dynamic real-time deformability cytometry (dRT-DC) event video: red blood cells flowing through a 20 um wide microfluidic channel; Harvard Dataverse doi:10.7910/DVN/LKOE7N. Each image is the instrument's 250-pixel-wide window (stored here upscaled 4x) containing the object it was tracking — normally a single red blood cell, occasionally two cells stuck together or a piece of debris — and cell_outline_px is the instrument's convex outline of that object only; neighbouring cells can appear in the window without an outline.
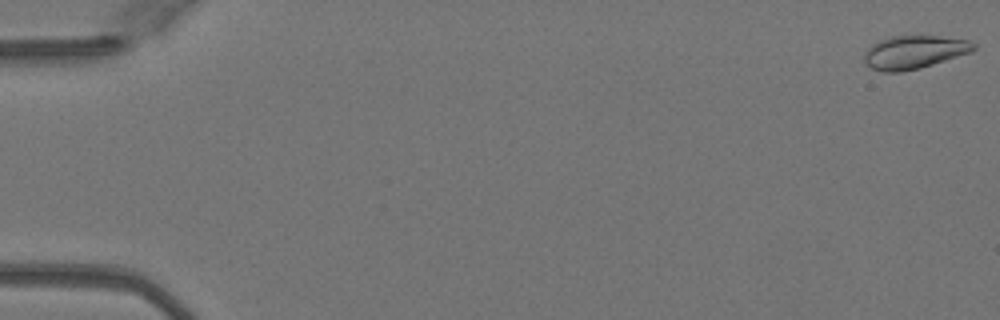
{"species": "Egyptian fruit bat (a non-hibernating species)", "species_latin": "Rousettus aegyptiacus", "temperature_condition": "warm", "stored_images_in_passage": 34, "camera_frame_rate_fps": 3000, "um_per_image_px": 0.085, "animal": {"sex": "female"}, "frame": {"image": 1, "passage_image": 1, "time_ms": 0.0, "image_size_px": [1000, 320], "cell_outline_px": [[976, 48], [972, 52], [920, 68], [900, 72], [880, 72], [872, 68], [864, 60], [864, 52], [872, 44], [880, 40], [892, 36], [940, 36], [968, 40], [976, 44]], "centroid_in_image_um": [77.71, 4.43], "position_along_channel_um": 7.3, "area_um2": 21.15}}
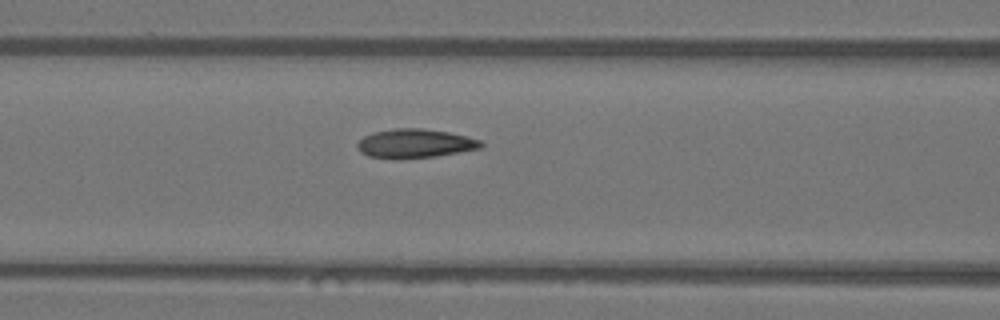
{"frame": {"image": 2, "passage_image": 22, "time_ms": 7.0, "image_size_px": [1000, 320], "cell_outline_px": [[484, 144], [480, 148], [436, 156], [400, 160], [368, 156], [360, 152], [356, 144], [364, 136], [376, 132], [392, 128], [420, 128], [448, 132], [468, 136], [480, 140]], "centroid_in_image_um": [35.26, 12.21], "position_along_channel_um": 131.3, "area_um2": 20.98}}
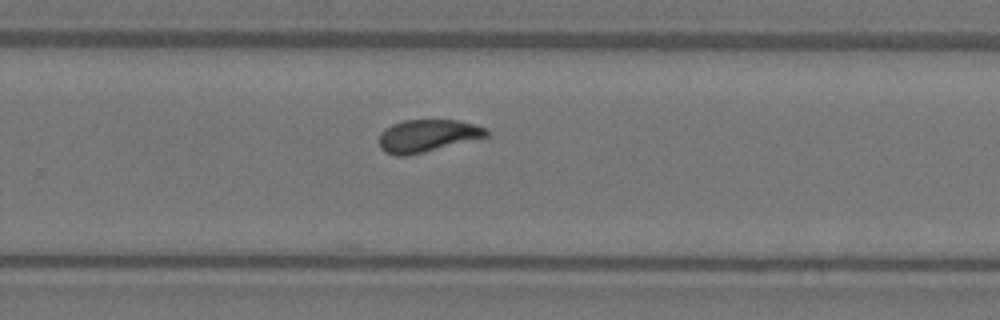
{"frame": {"image": 3, "passage_image": 34, "time_ms": 11.0, "image_size_px": [1000, 320], "cell_outline_px": [[492, 132], [488, 136], [424, 152], [404, 156], [396, 156], [384, 152], [380, 148], [380, 132], [384, 128], [392, 124], [404, 120], [456, 120], [476, 124], [488, 128]], "centroid_in_image_um": [36.34, 11.53], "position_along_channel_um": 293.5, "area_um2": 20.4}}